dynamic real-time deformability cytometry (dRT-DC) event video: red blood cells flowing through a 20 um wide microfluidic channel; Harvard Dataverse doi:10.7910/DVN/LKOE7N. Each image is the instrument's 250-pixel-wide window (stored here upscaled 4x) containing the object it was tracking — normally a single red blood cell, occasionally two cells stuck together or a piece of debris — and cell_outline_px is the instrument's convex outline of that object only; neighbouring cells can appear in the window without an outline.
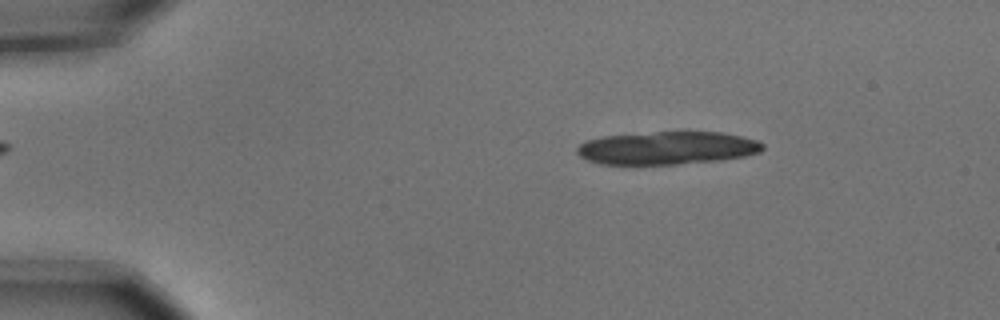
{"species": "common noctule bat (a hibernating species)", "species_latin": "Nyctalus noctula", "temperature_condition": "cold", "stored_images_in_passage": 10, "camera_frame_rate_fps": 3000, "um_per_image_px": 0.085, "animal": {"sex": "male", "body_mass_g": 15.6}, "frame": {"image": 1, "passage_image": 2, "time_ms": 0.333, "image_size_px": [1000, 320], "cell_outline_px": [[764, 148], [760, 152], [744, 156], [720, 160], [680, 164], [600, 164], [588, 160], [580, 156], [576, 152], [576, 148], [580, 144], [588, 140], [604, 136], [656, 132], [720, 132], [740, 136], [756, 140], [764, 144]], "centroid_in_image_um": [56.71, 12.58], "position_along_channel_um": 28.3, "area_um2": 35.49}}
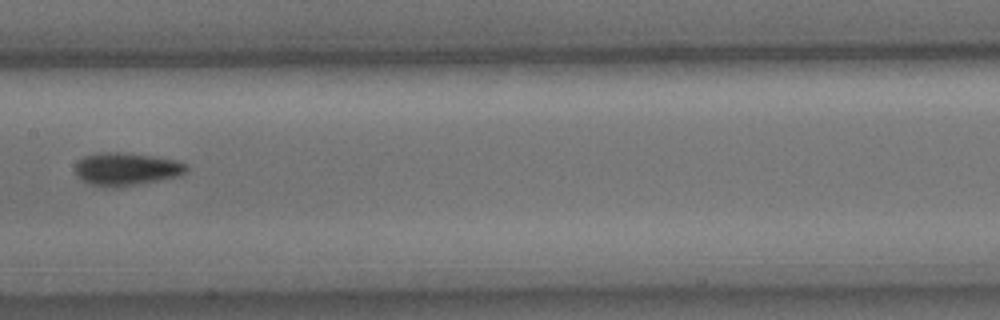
{"frame": {"image": 2, "passage_image": 7, "time_ms": 2.0, "image_size_px": [1000, 320], "cell_outline_px": [[188, 172], [180, 176], [116, 188], [92, 184], [76, 176], [76, 164], [84, 156], [104, 152], [120, 152], [152, 156], [176, 160], [188, 164]], "centroid_in_image_um": [10.79, 14.37], "position_along_channel_um": 196.6, "area_um2": 21.15}}
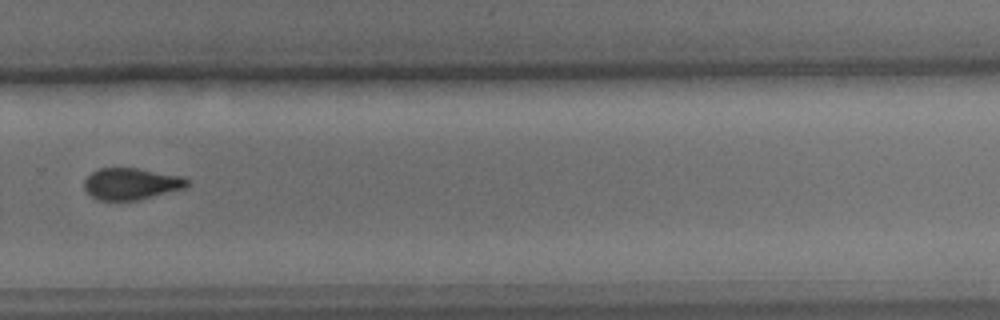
{"frame": {"image": 3, "passage_image": 10, "time_ms": 3.0, "image_size_px": [1000, 320], "cell_outline_px": [[192, 184], [184, 188], [136, 200], [100, 200], [92, 196], [84, 188], [84, 180], [92, 172], [100, 168], [136, 168], [180, 176], [188, 180]], "centroid_in_image_um": [11.14, 15.62], "position_along_channel_um": 318.7, "area_um2": 18.67}}